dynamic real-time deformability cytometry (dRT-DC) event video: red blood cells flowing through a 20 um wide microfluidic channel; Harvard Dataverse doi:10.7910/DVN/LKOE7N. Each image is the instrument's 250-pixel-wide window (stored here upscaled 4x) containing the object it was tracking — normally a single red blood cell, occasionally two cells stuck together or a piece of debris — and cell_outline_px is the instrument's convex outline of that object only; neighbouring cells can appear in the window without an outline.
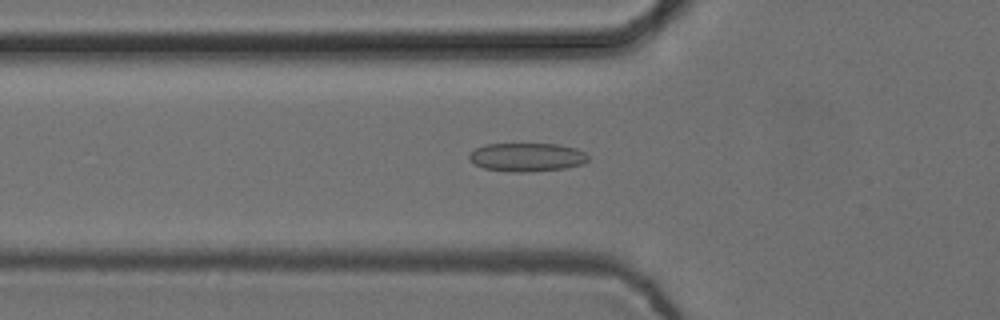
{"species": "common noctule bat (a hibernating species)", "species_latin": "Nyctalus noctula", "temperature_condition": "cold", "stored_images_in_passage": 54, "camera_frame_rate_fps": 3000, "um_per_image_px": 0.085, "animal": {"sex": "female", "body_mass_g": 24.6, "forearm_length_mm": 56.2}, "frame": {"image": 1, "passage_image": 18, "time_ms": 5.667, "image_size_px": [1000, 320], "cell_outline_px": [[588, 160], [584, 164], [564, 168], [520, 172], [508, 172], [484, 168], [472, 164], [468, 160], [468, 156], [476, 148], [484, 144], [560, 144], [576, 148], [584, 152], [588, 156]], "centroid_in_image_um": [44.76, 13.36], "position_along_channel_um": 81.0, "area_um2": 19.88}}
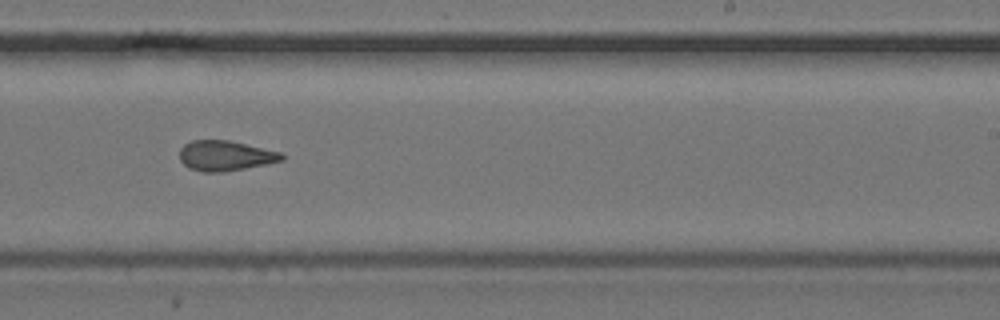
{"frame": {"image": 2, "passage_image": 33, "time_ms": 10.667, "image_size_px": [1000, 320], "cell_outline_px": [[284, 160], [224, 172], [204, 172], [188, 168], [180, 160], [180, 148], [184, 144], [192, 140], [228, 140], [280, 152], [284, 156]], "centroid_in_image_um": [19.11, 13.23], "position_along_channel_um": 269.9, "area_um2": 17.8}}
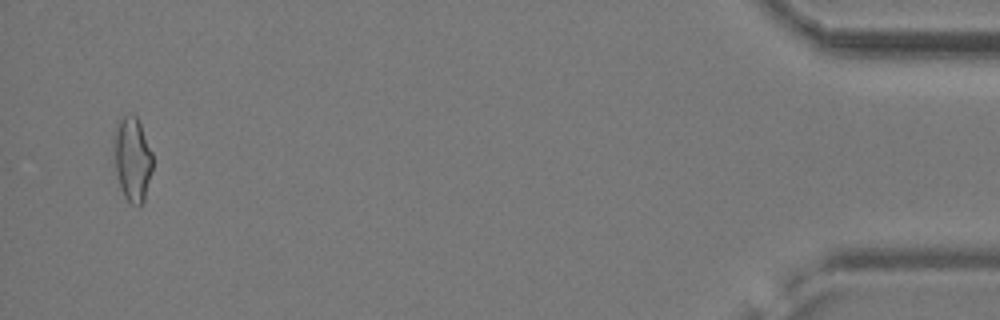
{"frame": {"image": 3, "passage_image": 52, "time_ms": 17.0, "image_size_px": [1000, 320], "cell_outline_px": [[152, 168], [144, 200], [136, 208], [124, 196], [116, 172], [112, 140], [112, 132], [116, 124], [124, 116], [136, 116], [140, 124], [152, 152]], "centroid_in_image_um": [11.22, 13.51], "position_along_channel_um": 424.0, "area_um2": 18.96}, "authors_computed_cell_mechanics": {"area_um2": 18.5538, "velocity_mm_per_s": 3.7637, "shape_relaxation_time_tau1_ms": 4.9136, "shape_relaxation_time_tau2_ms": 2.5995, "deformation_change_tau1": 0.1322, "deformation_change_tau2": 0.1076}}